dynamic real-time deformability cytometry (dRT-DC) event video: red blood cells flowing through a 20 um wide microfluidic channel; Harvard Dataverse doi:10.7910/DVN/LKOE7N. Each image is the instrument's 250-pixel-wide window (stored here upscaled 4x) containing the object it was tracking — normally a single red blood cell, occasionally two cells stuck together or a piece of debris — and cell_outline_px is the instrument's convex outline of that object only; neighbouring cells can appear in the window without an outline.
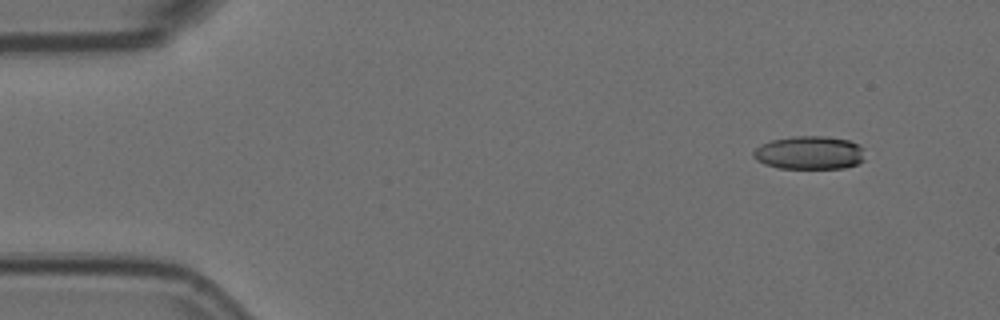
{"species": "Egyptian fruit bat (a non-hibernating species)", "species_latin": "Rousettus aegyptiacus", "temperature_condition": "room temperature", "stored_images_in_passage": 6, "camera_frame_rate_fps": 3000, "um_per_image_px": 0.085, "animal": {"sex": "female"}, "frame": {"image": 1, "passage_image": 2, "time_ms": 0.333, "image_size_px": [1000, 320], "cell_outline_px": [[864, 160], [856, 164], [844, 168], [780, 168], [764, 164], [756, 160], [752, 156], [752, 152], [760, 144], [772, 140], [792, 136], [824, 136], [848, 140], [864, 148]], "centroid_in_image_um": [68.78, 12.98], "position_along_channel_um": 16.2, "area_um2": 21.73}}
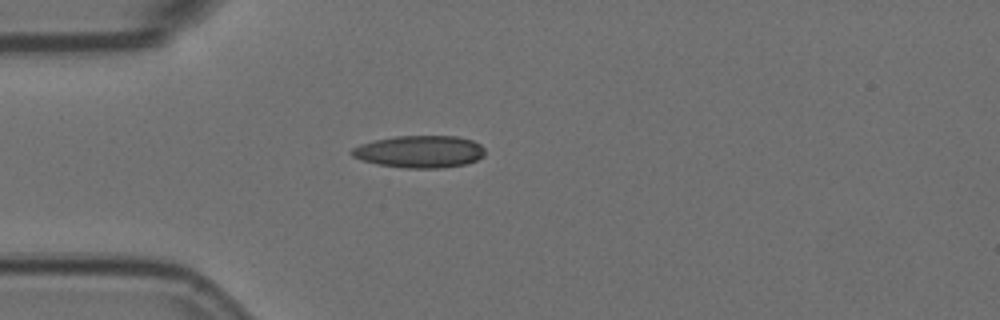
{"frame": {"image": 2, "passage_image": 5, "time_ms": 1.333, "image_size_px": [1000, 320], "cell_outline_px": [[484, 156], [476, 160], [464, 164], [440, 168], [408, 168], [376, 164], [352, 156], [348, 152], [352, 148], [360, 144], [376, 140], [396, 136], [456, 136], [472, 140], [480, 144], [484, 148]], "centroid_in_image_um": [35.66, 12.88], "position_along_channel_um": 49.3, "area_um2": 24.91}}